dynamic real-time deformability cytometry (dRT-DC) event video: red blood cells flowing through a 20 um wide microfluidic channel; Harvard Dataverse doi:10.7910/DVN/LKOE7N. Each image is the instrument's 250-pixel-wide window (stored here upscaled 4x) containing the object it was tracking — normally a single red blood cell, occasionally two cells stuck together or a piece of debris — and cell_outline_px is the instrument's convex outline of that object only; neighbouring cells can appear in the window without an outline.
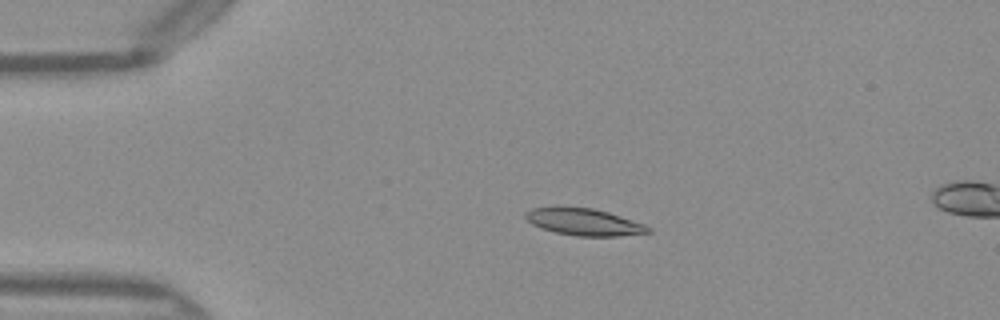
{"species": "Egyptian fruit bat (a non-hibernating species)", "species_latin": "Rousettus aegyptiacus", "temperature_condition": "warm", "stored_images_in_passage": 6, "camera_frame_rate_fps": 3000, "um_per_image_px": 0.085, "frame": {"image": 1, "passage_image": 1, "time_ms": 0.0, "image_size_px": [1000, 320], "cell_outline_px": [[652, 232], [616, 236], [576, 236], [556, 232], [540, 228], [532, 224], [524, 216], [524, 212], [532, 208], [592, 208], [608, 212], [644, 224], [652, 228]], "centroid_in_image_um": [49.65, 18.88], "position_along_channel_um": 35.3, "area_um2": 18.9}}